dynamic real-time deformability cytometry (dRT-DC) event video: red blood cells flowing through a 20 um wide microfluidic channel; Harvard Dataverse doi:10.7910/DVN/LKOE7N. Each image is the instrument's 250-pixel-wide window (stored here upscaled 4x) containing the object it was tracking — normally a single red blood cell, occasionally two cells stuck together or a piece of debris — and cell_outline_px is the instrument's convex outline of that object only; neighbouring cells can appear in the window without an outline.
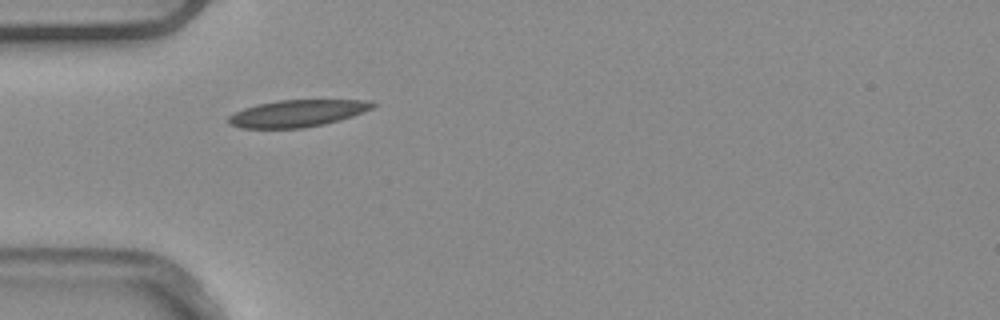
{"species": "common noctule bat (a hibernating species)", "species_latin": "Nyctalus noctula", "temperature_condition": "warm", "stored_images_in_passage": 3, "camera_frame_rate_fps": 3000, "um_per_image_px": 0.085, "animal": {"sex": "male", "body_mass_g": 20.4}, "frame": {"image": 1, "passage_image": 3, "time_ms": 0.667, "image_size_px": [1000, 320], "cell_outline_px": [[376, 104], [372, 108], [364, 112], [340, 120], [324, 124], [304, 128], [240, 128], [228, 124], [228, 116], [244, 108], [260, 104], [280, 100], [368, 100]], "centroid_in_image_um": [25.27, 9.64], "position_along_channel_um": 59.7, "area_um2": 22.54}}